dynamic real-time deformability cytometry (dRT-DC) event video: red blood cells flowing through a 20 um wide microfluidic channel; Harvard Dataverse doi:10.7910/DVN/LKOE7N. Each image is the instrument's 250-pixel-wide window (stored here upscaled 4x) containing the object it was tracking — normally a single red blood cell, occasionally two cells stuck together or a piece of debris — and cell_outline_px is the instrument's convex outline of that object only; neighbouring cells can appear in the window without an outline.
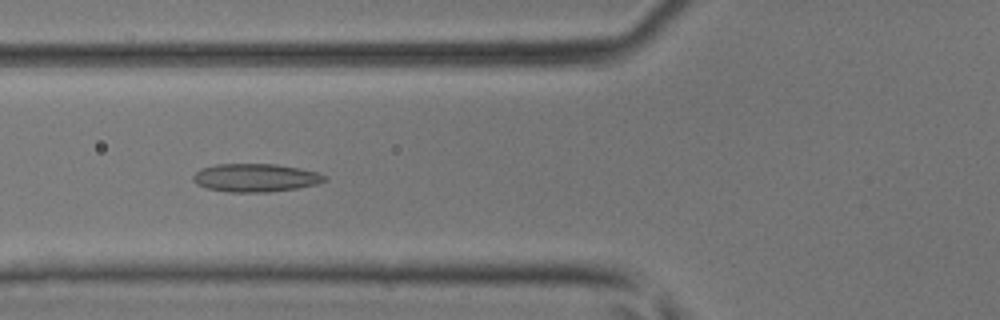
{"species": "common noctule bat (a hibernating species)", "species_latin": "Nyctalus noctula", "temperature_condition": "room temperature", "stored_images_in_passage": 5, "camera_frame_rate_fps": 3000, "um_per_image_px": 0.085, "animal": {"sex": "male", "body_mass_g": 17.9, "forearm_length_mm": 54.2}, "frame": {"image": 1, "passage_image": 5, "time_ms": 5.333, "image_size_px": [1000, 320], "cell_outline_px": [[328, 180], [316, 184], [296, 188], [268, 192], [228, 192], [208, 188], [196, 184], [192, 180], [192, 176], [200, 168], [216, 164], [276, 164], [300, 168], [316, 172], [328, 176]], "centroid_in_image_um": [21.71, 15.1], "position_along_channel_um": 104.1, "area_um2": 21.68}}